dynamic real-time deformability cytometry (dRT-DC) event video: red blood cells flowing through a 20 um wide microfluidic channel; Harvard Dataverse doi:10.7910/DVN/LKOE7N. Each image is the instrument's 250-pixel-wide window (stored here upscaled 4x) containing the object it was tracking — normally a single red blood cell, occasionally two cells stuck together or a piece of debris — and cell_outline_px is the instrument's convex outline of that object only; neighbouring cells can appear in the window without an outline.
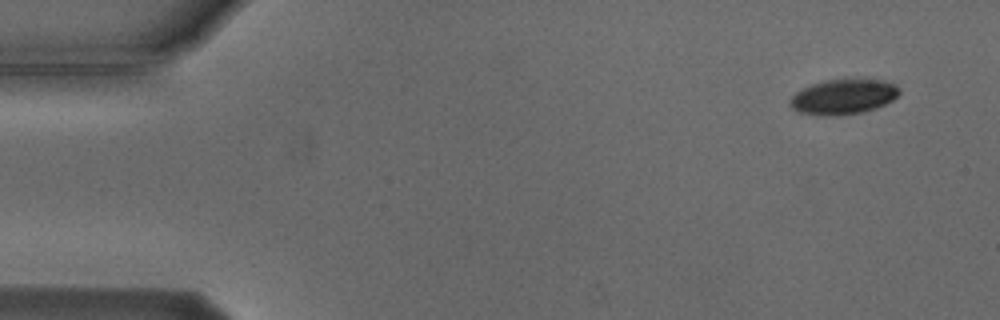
{"species": "Egyptian fruit bat (a non-hibernating species)", "species_latin": "Rousettus aegyptiacus", "temperature_condition": "cold", "stored_images_in_passage": 6, "camera_frame_rate_fps": 3000, "um_per_image_px": 0.085, "animal": {"sex": "male"}, "frame": {"image": 1, "passage_image": 1, "time_ms": 0.0, "image_size_px": [1000, 320], "cell_outline_px": [[900, 92], [892, 100], [876, 108], [860, 112], [820, 116], [800, 112], [792, 108], [788, 104], [792, 96], [796, 92], [812, 84], [824, 80], [844, 76], [852, 76], [884, 80], [896, 84], [900, 88]], "centroid_in_image_um": [71.71, 8.15], "position_along_channel_um": 13.3, "area_um2": 22.95}}
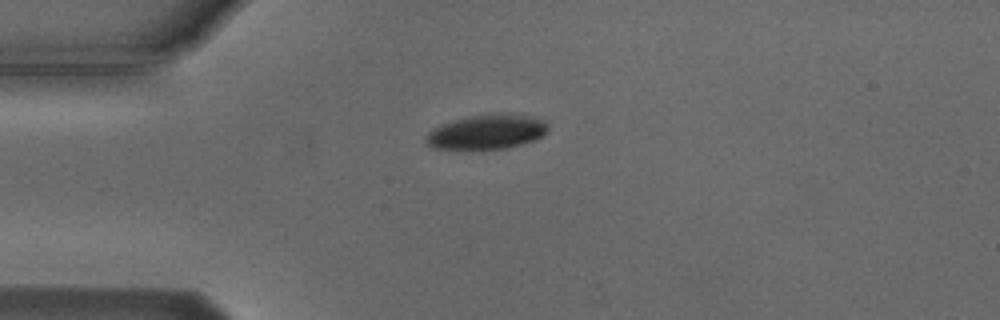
{"frame": {"image": 2, "passage_image": 4, "time_ms": 3.333, "image_size_px": [1000, 320], "cell_outline_px": [[548, 132], [532, 140], [508, 148], [480, 152], [432, 148], [424, 144], [424, 140], [428, 132], [432, 128], [440, 124], [468, 116], [500, 112], [512, 112], [532, 116], [544, 120], [548, 124]], "centroid_in_image_um": [41.33, 11.23], "position_along_channel_um": 43.7, "area_um2": 25.95}}
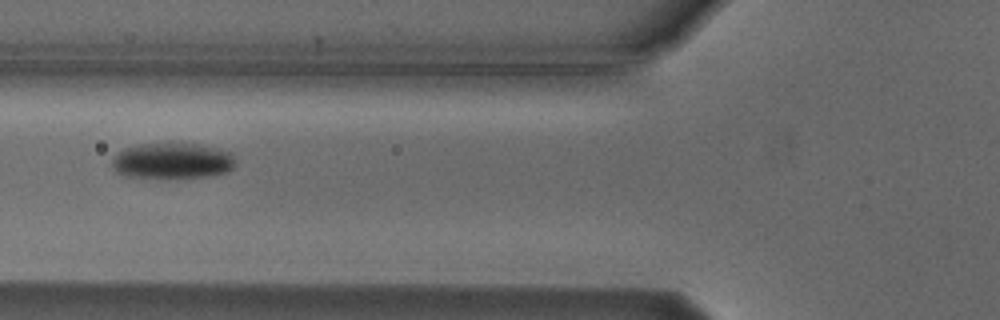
{"frame": {"image": 3, "passage_image": 6, "time_ms": 5.667, "image_size_px": [1000, 320], "cell_outline_px": [[236, 164], [228, 172], [212, 176], [128, 176], [116, 172], [112, 168], [112, 160], [116, 152], [124, 148], [136, 144], [200, 144], [232, 152], [236, 160]], "centroid_in_image_um": [14.67, 13.64], "position_along_channel_um": 111.1, "area_um2": 25.49}}